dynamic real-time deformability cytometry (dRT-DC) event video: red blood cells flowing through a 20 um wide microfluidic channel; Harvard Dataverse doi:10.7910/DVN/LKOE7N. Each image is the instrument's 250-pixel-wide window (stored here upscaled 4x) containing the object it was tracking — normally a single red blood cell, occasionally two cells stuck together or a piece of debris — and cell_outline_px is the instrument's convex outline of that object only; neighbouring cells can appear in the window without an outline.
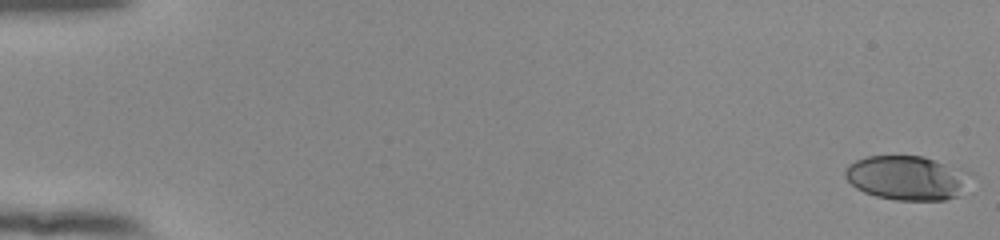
{"species": "human", "species_latin": "Homo sapiens", "temperature_condition": "room temperature", "stored_images_in_passage": 55, "camera_frame_rate_fps": 3000, "um_per_image_px": 0.085, "donor": {"sex": "female"}, "frame": {"image": 1, "passage_image": 1, "time_ms": 0.0, "image_size_px": [1000, 240], "cell_outline_px": [[976, 172], [956, 196], [944, 200], [896, 200], [876, 196], [864, 192], [856, 188], [844, 176], [844, 172], [848, 164], [856, 160], [868, 156], [924, 156]], "centroid_in_image_um": [77.13, 15.1], "position_along_channel_um": 7.9, "area_um2": 32.66}}
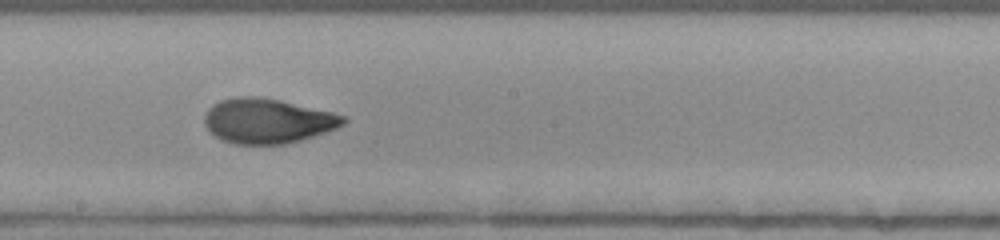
{"frame": {"image": 2, "passage_image": 32, "time_ms": 10.333, "image_size_px": [1000, 240], "cell_outline_px": [[348, 120], [344, 124], [336, 128], [300, 140], [284, 144], [236, 144], [220, 140], [204, 124], [204, 116], [208, 108], [212, 104], [220, 100], [236, 96], [256, 96], [280, 100], [332, 112], [344, 116]], "centroid_in_image_um": [22.71, 10.27], "position_along_channel_um": 225.5, "area_um2": 36.18}}
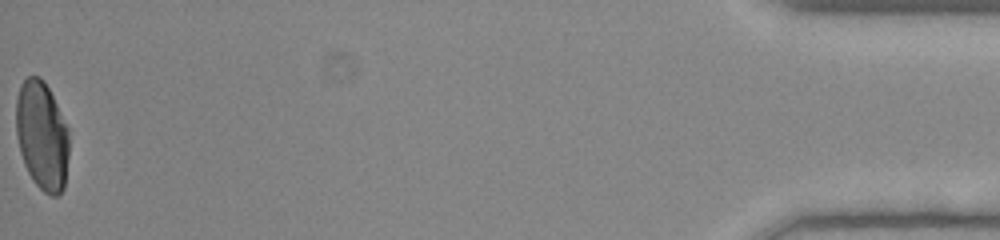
{"frame": {"image": 3, "passage_image": 55, "time_ms": 18.0, "image_size_px": [1000, 240], "cell_outline_px": [[68, 156], [64, 188], [56, 196], [52, 196], [44, 192], [32, 180], [24, 164], [20, 152], [16, 136], [16, 100], [20, 84], [28, 76], [40, 76], [44, 80], [68, 128]], "centroid_in_image_um": [3.55, 11.53], "position_along_channel_um": 431.7, "area_um2": 33.58}, "authors_computed_cell_mechanics": {"area_um2": 34.68, "velocity_mm_per_s": 3.8712, "shape_relaxation_time_tau1_ms": 8.9261, "shape_relaxation_time_tau2_ms": 1.0192, "deformation_change_tau1": 0.2968, "deformation_change_tau2": 0.0561}}